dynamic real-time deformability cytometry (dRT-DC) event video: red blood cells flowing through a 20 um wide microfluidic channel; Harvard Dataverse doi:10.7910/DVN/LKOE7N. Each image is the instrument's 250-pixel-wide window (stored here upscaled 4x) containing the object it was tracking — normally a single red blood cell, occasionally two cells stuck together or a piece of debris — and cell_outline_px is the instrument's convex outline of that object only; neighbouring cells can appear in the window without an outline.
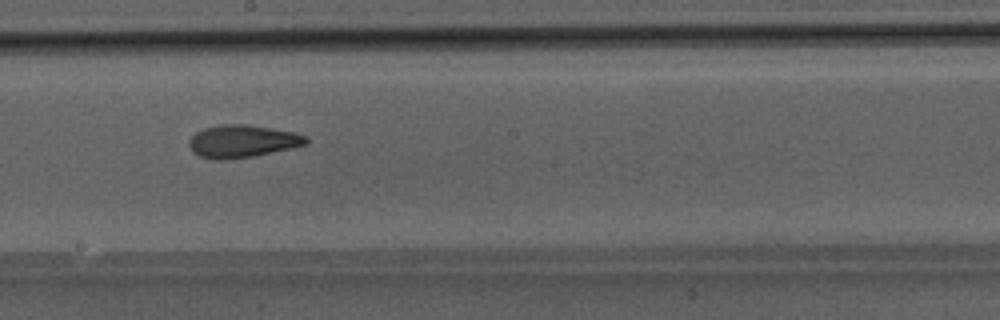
{"species": "Egyptian fruit bat (a non-hibernating species)", "species_latin": "Rousettus aegyptiacus", "temperature_condition": "room temperature", "stored_images_in_passage": 33, "camera_frame_rate_fps": 3000, "um_per_image_px": 0.085, "animal": {"sex": "male"}, "frame": {"image": 1, "passage_image": 28, "time_ms": 9.0, "image_size_px": [1000, 320], "cell_outline_px": [[308, 144], [292, 148], [252, 156], [224, 160], [216, 160], [200, 156], [192, 152], [188, 144], [188, 140], [196, 132], [204, 128], [220, 124], [248, 124], [296, 132], [308, 136]], "centroid_in_image_um": [20.61, 12.0], "position_along_channel_um": 227.6, "area_um2": 22.43}}